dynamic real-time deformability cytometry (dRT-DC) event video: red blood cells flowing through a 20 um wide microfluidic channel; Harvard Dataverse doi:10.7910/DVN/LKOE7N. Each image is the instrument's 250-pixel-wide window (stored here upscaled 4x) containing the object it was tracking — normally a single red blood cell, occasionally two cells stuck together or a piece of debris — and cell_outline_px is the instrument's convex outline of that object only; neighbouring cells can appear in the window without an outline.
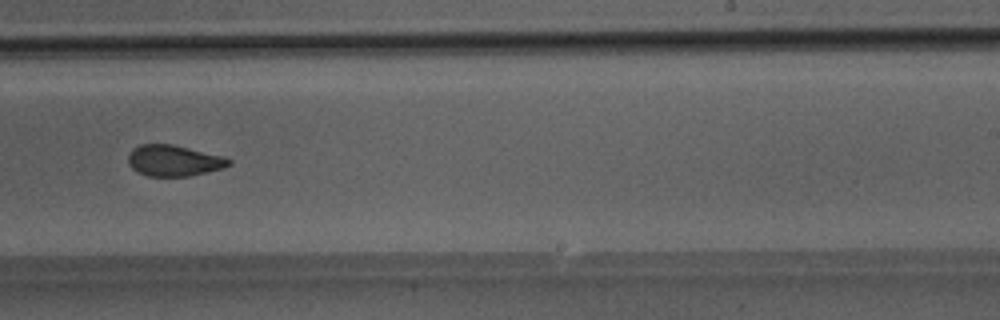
{"species": "Egyptian fruit bat (a non-hibernating species)", "species_latin": "Rousettus aegyptiacus", "temperature_condition": "room temperature", "stored_images_in_passage": 39, "camera_frame_rate_fps": 3000, "um_per_image_px": 0.085, "animal": {"sex": "male"}, "frame": {"image": 1, "passage_image": 23, "time_ms": 7.333, "image_size_px": [1000, 320], "cell_outline_px": [[232, 164], [224, 168], [188, 176], [148, 176], [136, 172], [128, 164], [128, 156], [132, 148], [140, 144], [172, 144], [224, 156], [232, 160]], "centroid_in_image_um": [14.77, 13.65], "position_along_channel_um": 274.2, "area_um2": 18.38}}
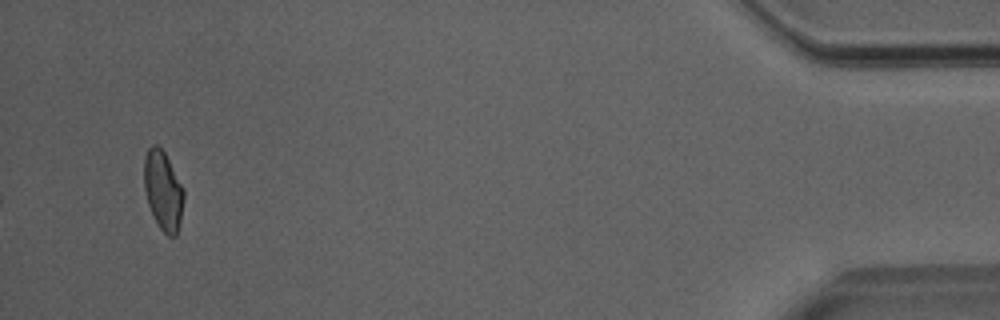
{"frame": {"image": 2, "passage_image": 39, "time_ms": 12.667, "image_size_px": [1000, 320], "cell_outline_px": [[184, 196], [180, 220], [176, 236], [168, 236], [160, 228], [148, 204], [144, 188], [144, 156], [148, 148], [152, 144], [156, 144], [164, 152], [184, 188]], "centroid_in_image_um": [13.86, 16.17], "position_along_channel_um": 421.3, "area_um2": 18.15}}